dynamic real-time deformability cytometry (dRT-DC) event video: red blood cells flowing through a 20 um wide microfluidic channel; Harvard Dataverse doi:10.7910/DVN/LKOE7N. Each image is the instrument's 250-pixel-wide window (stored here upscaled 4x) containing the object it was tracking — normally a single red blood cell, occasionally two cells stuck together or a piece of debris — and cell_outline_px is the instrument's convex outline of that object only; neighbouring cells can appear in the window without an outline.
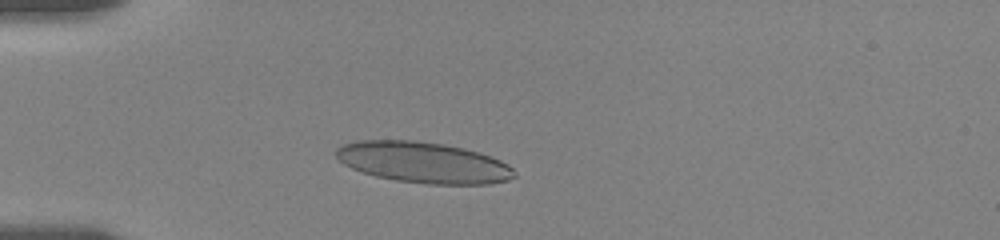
{"species": "human", "species_latin": "Homo sapiens", "temperature_condition": "room temperature", "stored_images_in_passage": 27, "camera_frame_rate_fps": 3000, "um_per_image_px": 0.085, "donor": {"sex": "female"}, "frame": {"image": 1, "passage_image": 5, "time_ms": 3.333, "image_size_px": [1000, 240], "cell_outline_px": [[516, 176], [508, 180], [488, 184], [428, 184], [396, 180], [376, 176], [352, 168], [344, 164], [336, 156], [336, 148], [344, 144], [360, 140], [412, 140], [444, 144], [464, 148], [500, 160], [508, 164], [516, 172]], "centroid_in_image_um": [35.99, 13.81], "position_along_channel_um": 49.0, "area_um2": 42.31}}
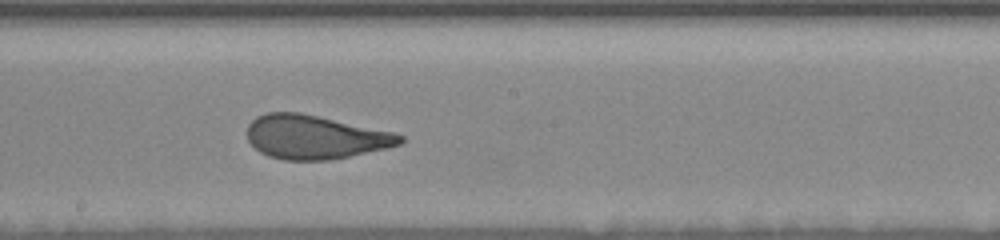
{"frame": {"image": 2, "passage_image": 18, "time_ms": 8.667, "image_size_px": [1000, 240], "cell_outline_px": [[404, 140], [400, 144], [388, 148], [328, 160], [284, 160], [268, 156], [260, 152], [248, 140], [248, 124], [256, 116], [268, 112], [300, 112], [320, 116], [396, 132], [404, 136]], "centroid_in_image_um": [26.8, 11.64], "position_along_channel_um": 221.4, "area_um2": 39.19}}
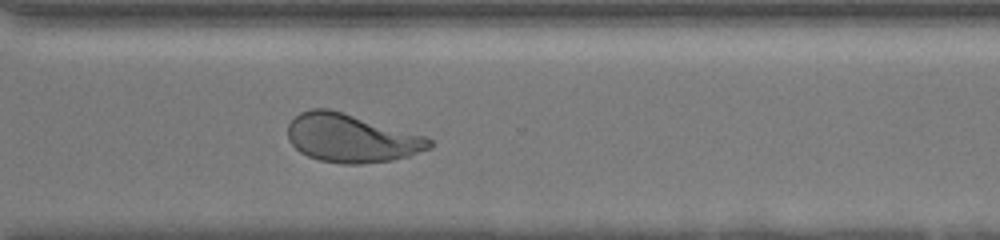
{"frame": {"image": 3, "passage_image": 27, "time_ms": 12.0, "image_size_px": [1000, 240], "cell_outline_px": [[432, 148], [408, 156], [392, 160], [360, 164], [340, 164], [320, 160], [308, 156], [300, 152], [288, 140], [288, 124], [300, 112], [312, 108], [328, 108], [344, 112], [424, 136], [432, 140]], "centroid_in_image_um": [29.84, 11.74], "position_along_channel_um": 340.8, "area_um2": 39.82}}